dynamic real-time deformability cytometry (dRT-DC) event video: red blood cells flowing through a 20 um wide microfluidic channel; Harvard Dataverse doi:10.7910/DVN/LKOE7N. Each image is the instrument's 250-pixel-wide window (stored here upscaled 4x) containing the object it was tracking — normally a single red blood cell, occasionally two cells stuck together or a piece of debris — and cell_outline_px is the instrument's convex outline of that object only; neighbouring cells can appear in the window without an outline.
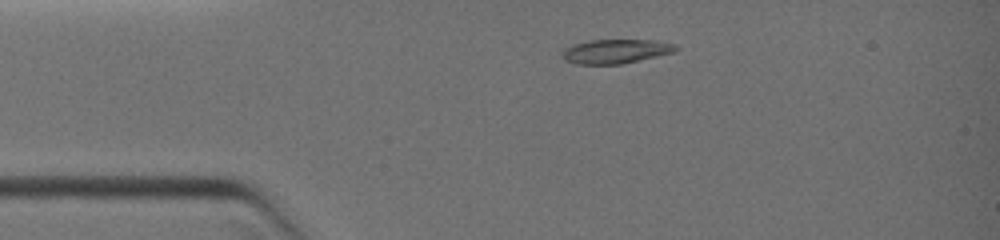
{"species": "common noctule bat (a hibernating species)", "species_latin": "Nyctalus noctula", "temperature_condition": "warm", "stored_images_in_passage": 14, "camera_frame_rate_fps": 3000, "um_per_image_px": 0.085, "animal": {"sex": "female", "body_mass_g": 19.0, "forearm_length_mm": 51.5}, "frame": {"image": 1, "passage_image": 1, "time_ms": 0.0, "image_size_px": [1000, 240], "cell_outline_px": [[680, 48], [676, 52], [620, 64], [576, 64], [564, 60], [560, 56], [564, 48], [572, 44], [588, 40], [652, 40], [676, 44]], "centroid_in_image_um": [52.31, 4.36], "position_along_channel_um": 32.7, "area_um2": 16.18}}
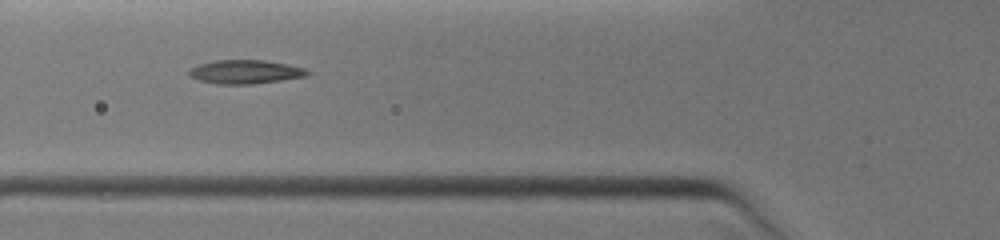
{"frame": {"image": 2, "passage_image": 7, "time_ms": 2.333, "image_size_px": [1000, 240], "cell_outline_px": [[308, 76], [252, 84], [216, 84], [200, 80], [188, 76], [188, 68], [200, 64], [216, 60], [264, 60], [288, 64], [304, 68], [308, 72]], "centroid_in_image_um": [20.81, 6.1], "position_along_channel_um": 105.0, "area_um2": 16.36}}
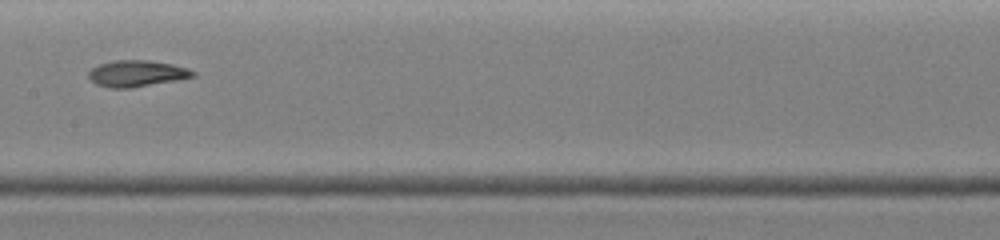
{"frame": {"image": 3, "passage_image": 12, "time_ms": 4.333, "image_size_px": [1000, 240], "cell_outline_px": [[196, 76], [176, 80], [132, 88], [108, 88], [96, 84], [88, 76], [88, 72], [92, 68], [100, 64], [116, 60], [148, 60], [172, 64], [188, 68], [196, 72]], "centroid_in_image_um": [11.63, 6.25], "position_along_channel_um": 195.8, "area_um2": 16.01}}